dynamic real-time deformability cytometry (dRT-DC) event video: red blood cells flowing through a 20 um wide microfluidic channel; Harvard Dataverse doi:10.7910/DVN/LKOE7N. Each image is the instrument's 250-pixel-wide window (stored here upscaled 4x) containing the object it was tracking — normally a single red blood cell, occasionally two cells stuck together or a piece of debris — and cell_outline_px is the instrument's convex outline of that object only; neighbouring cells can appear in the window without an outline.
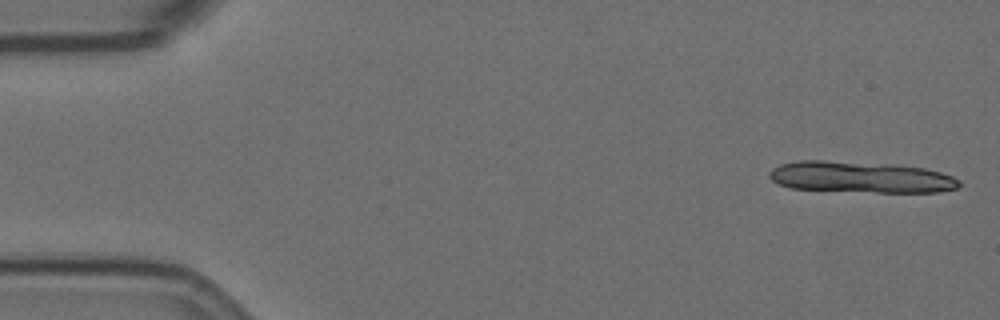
{"species": "Egyptian fruit bat (a non-hibernating species)", "species_latin": "Rousettus aegyptiacus", "temperature_condition": "room temperature", "stored_images_in_passage": 11, "camera_frame_rate_fps": 3000, "um_per_image_px": 0.085, "animal": {"sex": "female"}, "frame": {"image": 1, "passage_image": 1, "time_ms": 0.0, "image_size_px": [1000, 320], "cell_outline_px": [[960, 184], [956, 188], [936, 192], [876, 192], [788, 188], [776, 184], [768, 176], [768, 172], [772, 168], [780, 164], [796, 160], [824, 160], [888, 164], [924, 168], [940, 172], [952, 176], [960, 180]], "centroid_in_image_um": [73.09, 15.05], "position_along_channel_um": 11.9, "area_um2": 34.68}}